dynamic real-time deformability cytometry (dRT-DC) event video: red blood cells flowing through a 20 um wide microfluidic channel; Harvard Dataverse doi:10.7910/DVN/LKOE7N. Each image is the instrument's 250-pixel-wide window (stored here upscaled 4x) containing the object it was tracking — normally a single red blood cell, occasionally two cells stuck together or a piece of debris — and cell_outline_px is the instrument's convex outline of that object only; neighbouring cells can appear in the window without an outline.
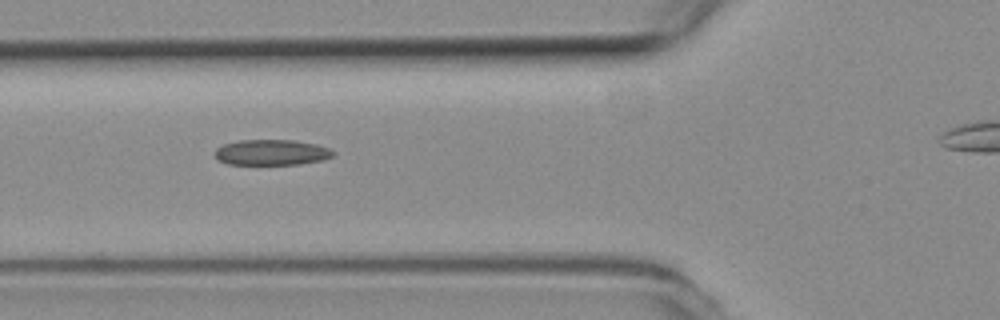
{"species": "common noctule bat (a hibernating species)", "species_latin": "Nyctalus noctula", "temperature_condition": "room temperature", "stored_images_in_passage": 7, "camera_frame_rate_fps": 3000, "um_per_image_px": 0.085, "animal": {"sex": "female", "body_mass_g": 19.3, "forearm_length_mm": 54.1}, "frame": {"image": 1, "passage_image": 2, "time_ms": 0.333, "image_size_px": [1000, 320], "cell_outline_px": [[336, 152], [332, 156], [324, 160], [300, 164], [228, 164], [216, 160], [216, 148], [224, 144], [240, 140], [296, 140], [316, 144], [328, 148]], "centroid_in_image_um": [23.1, 12.95], "position_along_channel_um": 102.7, "area_um2": 17.69}}
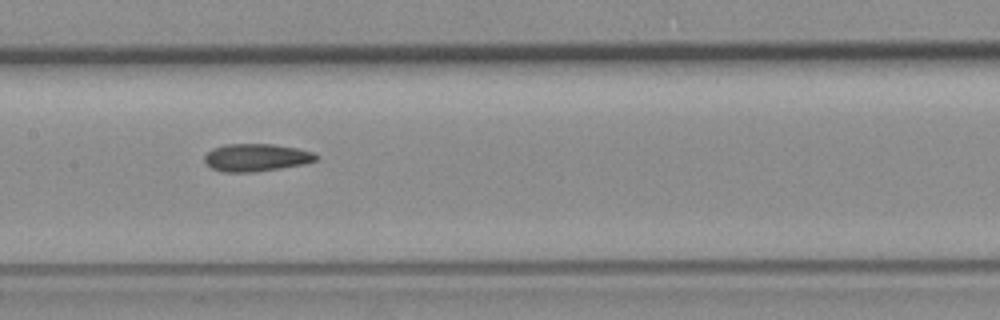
{"frame": {"image": 2, "passage_image": 4, "time_ms": 1.0, "image_size_px": [1000, 320], "cell_outline_px": [[320, 156], [316, 160], [304, 164], [256, 172], [220, 172], [212, 168], [204, 160], [204, 156], [212, 148], [224, 144], [272, 144], [296, 148], [312, 152]], "centroid_in_image_um": [21.76, 13.39], "position_along_channel_um": 185.6, "area_um2": 17.98}}
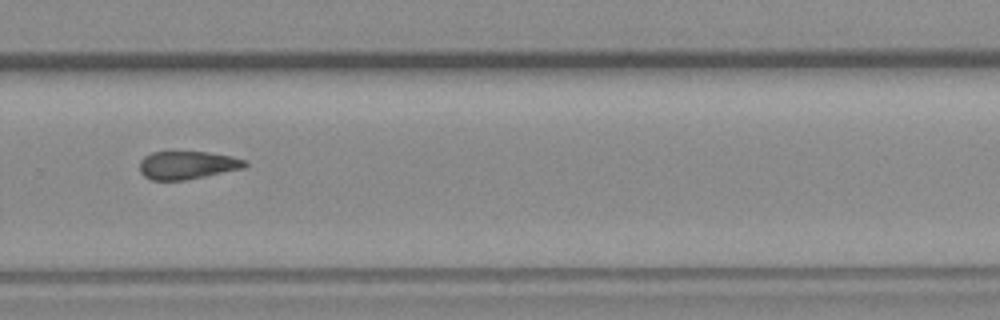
{"frame": {"image": 3, "passage_image": 7, "time_ms": 2.0, "image_size_px": [1000, 320], "cell_outline_px": [[248, 164], [244, 168], [184, 180], [152, 180], [144, 176], [140, 172], [140, 160], [144, 156], [152, 152], [172, 148], [208, 152], [232, 156], [244, 160]], "centroid_in_image_um": [15.86, 13.97], "position_along_channel_um": 313.9, "area_um2": 17.92}}